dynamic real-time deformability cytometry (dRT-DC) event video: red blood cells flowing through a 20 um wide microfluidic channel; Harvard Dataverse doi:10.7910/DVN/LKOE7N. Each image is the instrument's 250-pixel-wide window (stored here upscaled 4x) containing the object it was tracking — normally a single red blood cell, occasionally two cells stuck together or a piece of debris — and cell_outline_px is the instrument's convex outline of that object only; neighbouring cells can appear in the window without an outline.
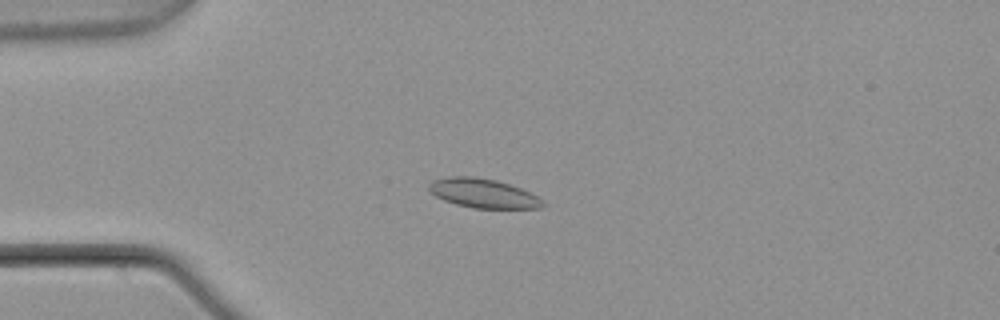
{"species": "common noctule bat (a hibernating species)", "species_latin": "Nyctalus noctula", "temperature_condition": "warm", "stored_images_in_passage": 5, "camera_frame_rate_fps": 3000, "um_per_image_px": 0.085, "animal": {"sex": "male", "body_mass_g": 21.5, "forearm_length_mm": 52.0}, "frame": {"image": 1, "passage_image": 4, "time_ms": 1.0, "image_size_px": [1000, 320], "cell_outline_px": [[548, 204], [544, 208], [472, 208], [456, 204], [444, 200], [436, 196], [428, 188], [428, 184], [432, 180], [448, 176], [476, 176], [496, 180], [520, 188], [544, 200]], "centroid_in_image_um": [41.08, 16.43], "position_along_channel_um": 43.9, "area_um2": 19.48}}